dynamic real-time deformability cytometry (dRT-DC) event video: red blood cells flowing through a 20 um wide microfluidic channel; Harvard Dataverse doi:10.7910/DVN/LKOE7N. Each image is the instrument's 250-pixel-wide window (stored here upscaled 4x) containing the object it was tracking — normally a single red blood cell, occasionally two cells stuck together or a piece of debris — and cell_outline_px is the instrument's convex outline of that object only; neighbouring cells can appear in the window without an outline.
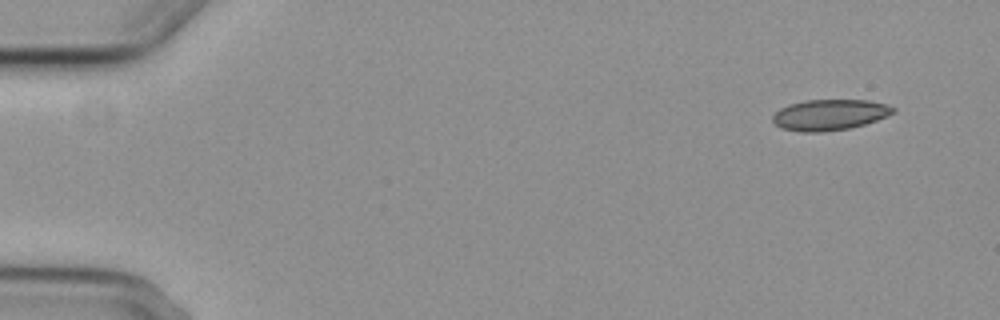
{"species": "common noctule bat (a hibernating species)", "species_latin": "Nyctalus noctula", "temperature_condition": "cold", "stored_images_in_passage": 6, "camera_frame_rate_fps": 3000, "um_per_image_px": 0.085, "animal": {"sex": "female", "body_mass_g": 29.2, "forearm_length_mm": 56.3}, "frame": {"image": 1, "passage_image": 1, "time_ms": 0.0, "image_size_px": [1000, 320], "cell_outline_px": [[896, 112], [876, 120], [864, 124], [848, 128], [820, 132], [800, 132], [780, 128], [772, 120], [772, 116], [780, 108], [788, 104], [804, 100], [868, 100], [884, 104], [896, 108]], "centroid_in_image_um": [70.48, 9.75], "position_along_channel_um": 14.5, "area_um2": 21.62}}
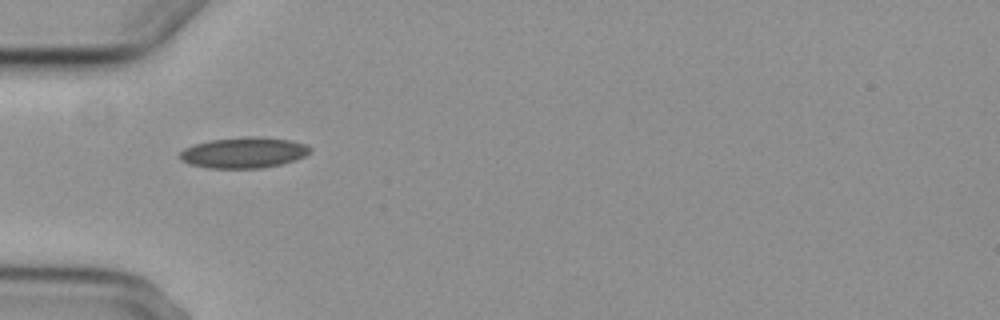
{"frame": {"image": 2, "passage_image": 5, "time_ms": 4.667, "image_size_px": [1000, 320], "cell_outline_px": [[312, 152], [296, 160], [264, 168], [208, 168], [188, 164], [180, 160], [180, 152], [184, 148], [196, 144], [212, 140], [244, 136], [260, 136], [292, 140], [304, 144], [312, 148]], "centroid_in_image_um": [20.74, 12.97], "position_along_channel_um": 64.3, "area_um2": 23.58}}
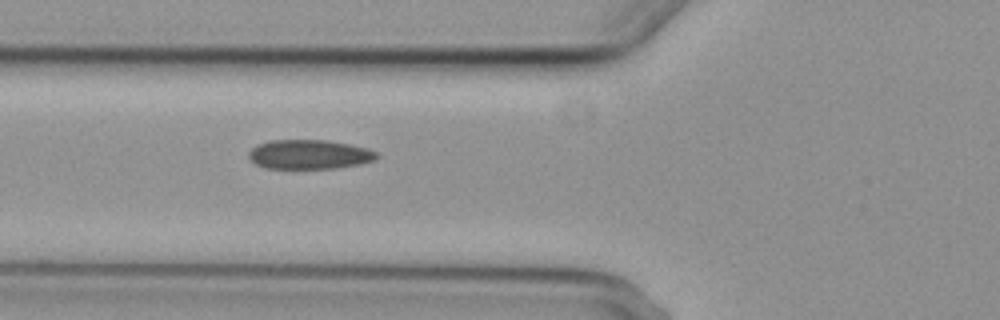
{"frame": {"image": 3, "passage_image": 6, "time_ms": 5.667, "image_size_px": [1000, 320], "cell_outline_px": [[380, 156], [376, 160], [360, 164], [340, 168], [264, 168], [256, 164], [248, 156], [248, 152], [256, 144], [268, 140], [328, 140], [368, 148], [376, 152]], "centroid_in_image_um": [26.3, 13.12], "position_along_channel_um": 99.5, "area_um2": 22.08}}